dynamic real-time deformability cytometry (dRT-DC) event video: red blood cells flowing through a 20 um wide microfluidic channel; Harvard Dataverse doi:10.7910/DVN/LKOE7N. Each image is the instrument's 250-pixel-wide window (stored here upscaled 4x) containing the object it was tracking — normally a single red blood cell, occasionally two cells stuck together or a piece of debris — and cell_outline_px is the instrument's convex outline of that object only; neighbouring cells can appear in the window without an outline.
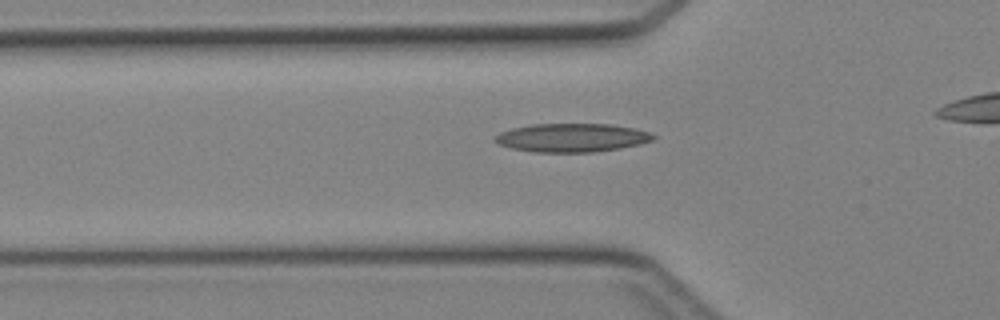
{"species": "Egyptian fruit bat (a non-hibernating species)", "species_latin": "Rousettus aegyptiacus", "temperature_condition": "cold", "stored_images_in_passage": 34, "camera_frame_rate_fps": 3000, "um_per_image_px": 0.085, "animal": {"sex": "female"}, "frame": {"image": 1, "passage_image": 13, "time_ms": 4.0, "image_size_px": [1000, 320], "cell_outline_px": [[656, 136], [652, 140], [640, 144], [620, 148], [592, 152], [532, 152], [512, 148], [500, 144], [492, 140], [492, 136], [500, 132], [512, 128], [532, 124], [612, 124], [636, 128], [648, 132]], "centroid_in_image_um": [48.58, 11.7], "position_along_channel_um": 77.2, "area_um2": 26.41}}
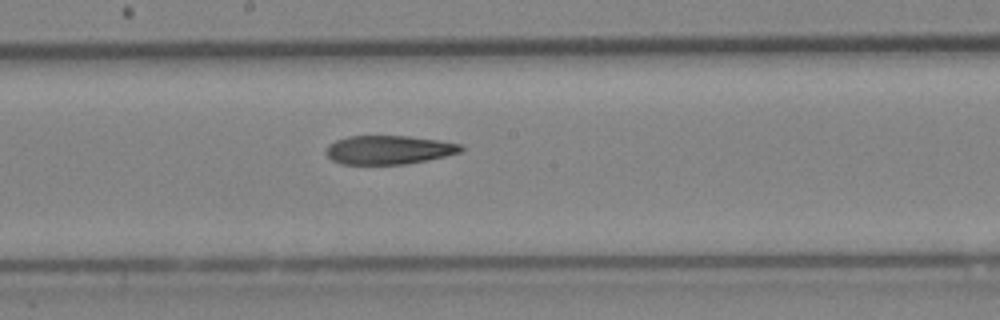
{"frame": {"image": 2, "passage_image": 22, "time_ms": 7.0, "image_size_px": [1000, 320], "cell_outline_px": [[464, 148], [460, 152], [428, 160], [404, 164], [340, 164], [332, 160], [324, 152], [328, 144], [336, 140], [348, 136], [408, 136], [436, 140], [460, 144]], "centroid_in_image_um": [32.99, 12.74], "position_along_channel_um": 215.2, "area_um2": 22.54}}
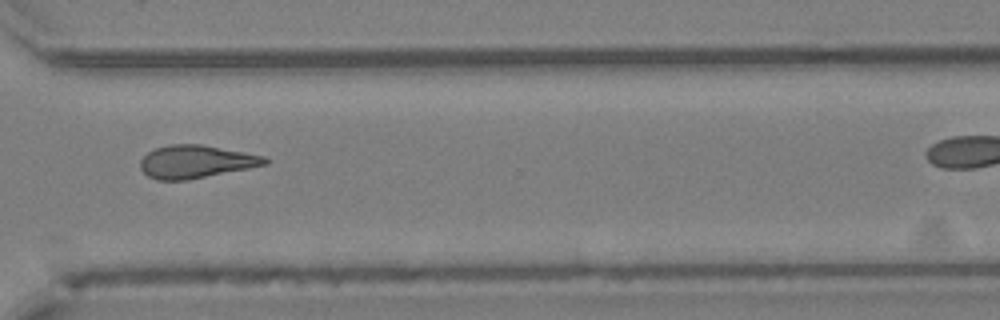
{"frame": {"image": 3, "passage_image": 31, "time_ms": 10.0, "image_size_px": [1000, 320], "cell_outline_px": [[268, 164], [188, 180], [156, 180], [148, 176], [140, 168], [140, 160], [148, 152], [156, 148], [168, 144], [200, 144], [244, 152], [264, 156], [268, 160]], "centroid_in_image_um": [16.62, 13.74], "position_along_channel_um": 354.0, "area_um2": 23.76}}